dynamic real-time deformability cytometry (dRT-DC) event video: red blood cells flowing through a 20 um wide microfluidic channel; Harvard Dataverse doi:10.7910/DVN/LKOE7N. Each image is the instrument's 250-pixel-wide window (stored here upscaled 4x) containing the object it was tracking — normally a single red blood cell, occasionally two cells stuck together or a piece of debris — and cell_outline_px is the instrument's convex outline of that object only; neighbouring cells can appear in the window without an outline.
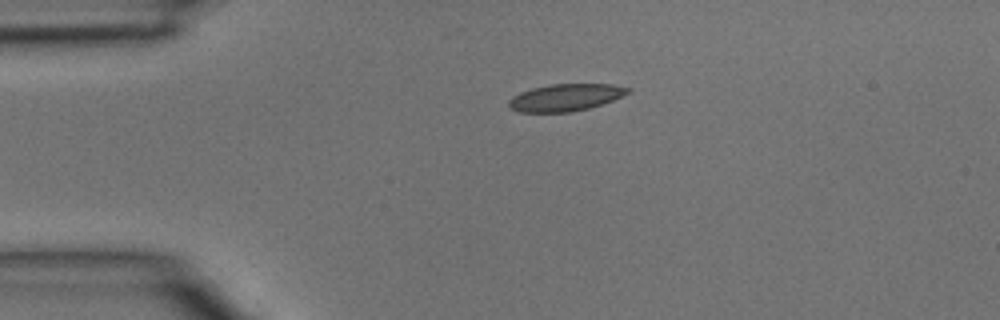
{"species": "common noctule bat (a hibernating species)", "species_latin": "Nyctalus noctula", "temperature_condition": "room temperature", "stored_images_in_passage": 1, "camera_frame_rate_fps": 3000, "um_per_image_px": 0.085, "animal": {"sex": "male", "body_mass_g": 15.6}, "frame": {"image": 1, "passage_image": 1, "time_ms": 0.0, "image_size_px": [1000, 320], "cell_outline_px": [[632, 88], [628, 92], [612, 100], [588, 108], [568, 112], [520, 112], [508, 108], [508, 100], [512, 96], [520, 92], [532, 88], [552, 84], [612, 84]], "centroid_in_image_um": [48.01, 8.28], "position_along_channel_um": 37.0, "area_um2": 18.67}}